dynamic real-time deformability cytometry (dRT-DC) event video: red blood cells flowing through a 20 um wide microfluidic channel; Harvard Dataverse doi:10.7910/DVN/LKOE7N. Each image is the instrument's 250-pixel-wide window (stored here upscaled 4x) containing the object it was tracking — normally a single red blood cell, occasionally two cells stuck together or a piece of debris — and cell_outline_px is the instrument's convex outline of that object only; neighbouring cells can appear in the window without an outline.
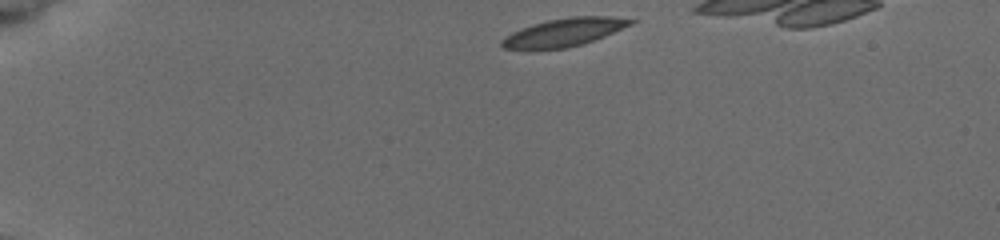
{"species": "common noctule bat (a hibernating species)", "species_latin": "Nyctalus noctula", "temperature_condition": "cold", "stored_images_in_passage": 36, "camera_frame_rate_fps": 3000, "um_per_image_px": 0.085, "animal": {"sex": "female", "body_mass_g": 19.5, "forearm_length_mm": 54.1}, "frame": {"image": 1, "passage_image": 1, "time_ms": 0.0, "image_size_px": [1000, 240], "cell_outline_px": [[636, 20], [632, 24], [604, 36], [580, 44], [564, 48], [504, 48], [500, 44], [500, 40], [504, 36], [520, 28], [532, 24], [548, 20], [568, 16], [612, 16]], "centroid_in_image_um": [47.93, 2.71], "position_along_channel_um": 37.1, "area_um2": 20.69}}
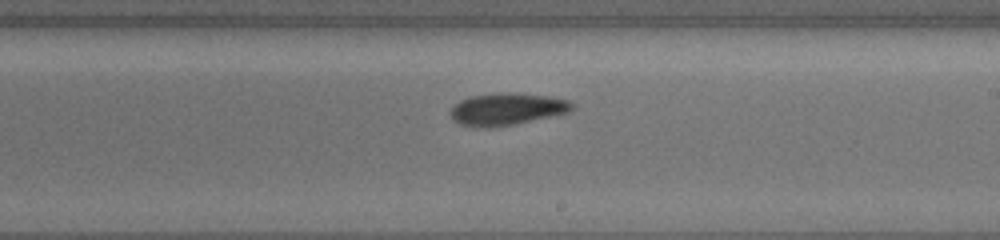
{"frame": {"image": 2, "passage_image": 23, "time_ms": 7.333, "image_size_px": [1000, 240], "cell_outline_px": [[576, 104], [568, 112], [512, 124], [460, 124], [452, 116], [452, 108], [460, 100], [472, 96], [492, 92], [520, 92], [548, 96], [568, 100]], "centroid_in_image_um": [43.17, 9.19], "position_along_channel_um": 245.8, "area_um2": 21.73}}
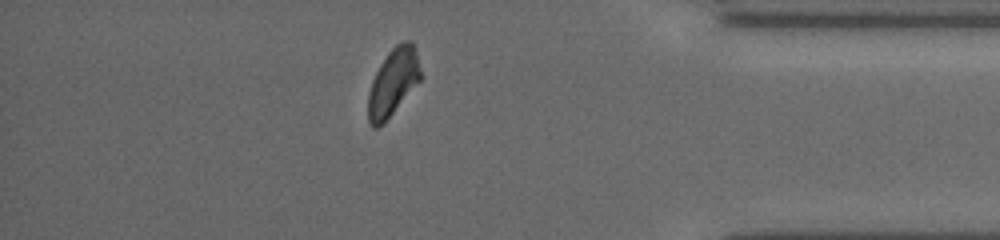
{"frame": {"image": 3, "passage_image": 35, "time_ms": 12.0, "image_size_px": [1000, 240], "cell_outline_px": [[420, 80], [384, 124], [376, 128], [372, 128], [368, 120], [368, 96], [372, 80], [380, 64], [388, 52], [396, 44], [404, 40], [412, 40], [416, 52], [420, 72]], "centroid_in_image_um": [33.39, 7.0], "position_along_channel_um": 401.8, "area_um2": 20.4}}